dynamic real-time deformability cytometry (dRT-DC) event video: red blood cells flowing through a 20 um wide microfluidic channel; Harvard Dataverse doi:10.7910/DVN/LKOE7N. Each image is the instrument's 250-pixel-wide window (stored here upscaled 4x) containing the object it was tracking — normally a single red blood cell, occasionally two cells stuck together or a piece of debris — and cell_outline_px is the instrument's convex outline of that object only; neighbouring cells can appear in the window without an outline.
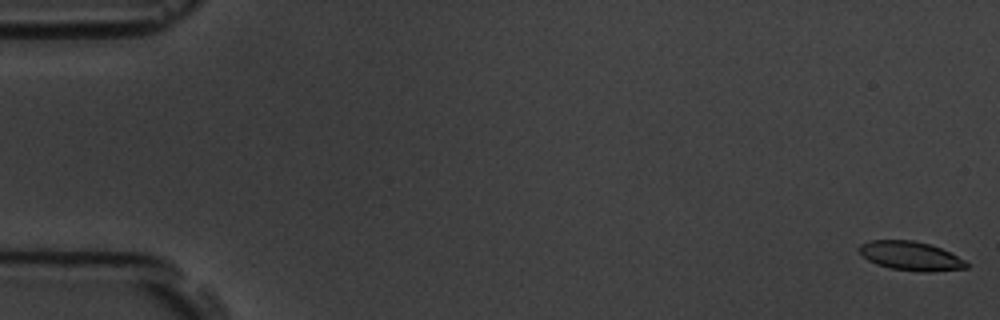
{"species": "common noctule bat (a hibernating species)", "species_latin": "Nyctalus noctula", "temperature_condition": "room temperature", "stored_images_in_passage": 7, "camera_frame_rate_fps": 3000, "um_per_image_px": 0.085, "animal": {"sex": "male", "body_mass_g": 19.5, "forearm_length_mm": 54.6}, "frame": {"image": 1, "passage_image": 1, "time_ms": 0.0, "image_size_px": [1000, 320], "cell_outline_px": [[968, 268], [932, 272], [920, 272], [892, 268], [876, 264], [868, 260], [856, 248], [860, 244], [872, 240], [912, 240], [928, 244], [940, 248], [964, 260], [968, 264]], "centroid_in_image_um": [77.39, 21.76], "position_along_channel_um": 7.6, "area_um2": 17.98}}
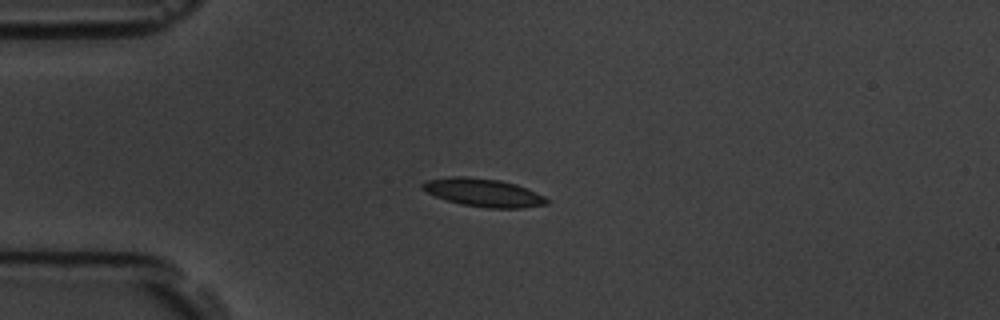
{"frame": {"image": 2, "passage_image": 5, "time_ms": 4.667, "image_size_px": [1000, 320], "cell_outline_px": [[548, 204], [524, 208], [488, 208], [460, 204], [436, 196], [420, 188], [420, 184], [428, 180], [452, 176], [464, 176], [500, 180], [516, 184], [544, 196], [548, 200]], "centroid_in_image_um": [41.08, 16.37], "position_along_channel_um": 43.9, "area_um2": 20.23}}
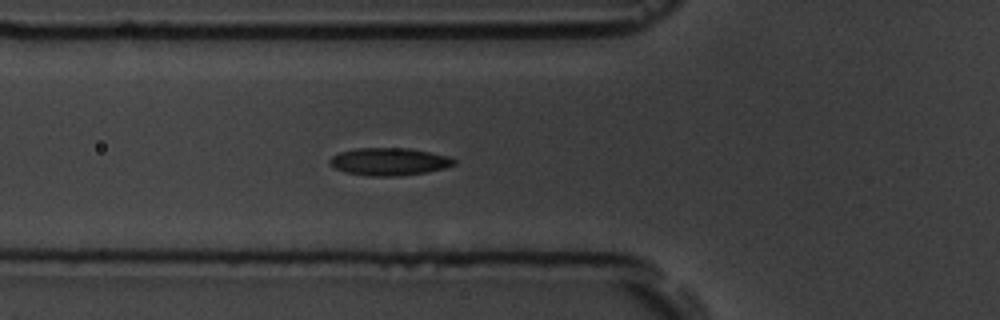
{"frame": {"image": 3, "passage_image": 7, "time_ms": 6.667, "image_size_px": [1000, 320], "cell_outline_px": [[456, 164], [444, 168], [428, 172], [396, 176], [368, 176], [344, 172], [328, 164], [328, 160], [332, 156], [340, 152], [356, 148], [408, 148], [448, 156], [456, 160]], "centroid_in_image_um": [33.05, 13.74], "position_along_channel_um": 92.7, "area_um2": 20.0}}